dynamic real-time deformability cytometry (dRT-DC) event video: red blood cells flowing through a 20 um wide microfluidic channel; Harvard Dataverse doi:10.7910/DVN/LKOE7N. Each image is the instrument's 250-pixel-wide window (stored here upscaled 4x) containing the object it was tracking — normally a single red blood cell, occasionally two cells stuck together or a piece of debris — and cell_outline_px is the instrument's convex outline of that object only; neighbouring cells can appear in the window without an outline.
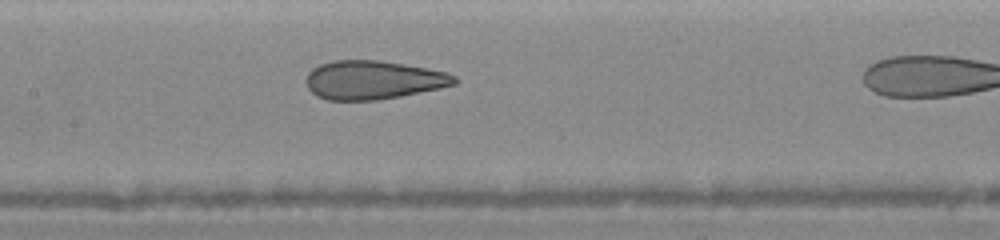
{"species": "human", "species_latin": "Homo sapiens", "temperature_condition": "warm", "stored_images_in_passage": 9, "segment_of_instrument_passage": [1, 2], "camera_frame_rate_fps": 3000, "um_per_image_px": 0.085, "donor": {"sex": "female"}, "frame": {"image": 1, "passage_image": 8, "time_ms": 5.333, "image_size_px": [1000, 240], "cell_outline_px": [[460, 80], [456, 84], [440, 88], [400, 96], [376, 100], [328, 100], [316, 96], [308, 88], [308, 72], [312, 68], [320, 64], [332, 60], [380, 60], [428, 68], [448, 72], [456, 76]], "centroid_in_image_um": [31.76, 6.79], "position_along_channel_um": 175.6, "area_um2": 33.52}}